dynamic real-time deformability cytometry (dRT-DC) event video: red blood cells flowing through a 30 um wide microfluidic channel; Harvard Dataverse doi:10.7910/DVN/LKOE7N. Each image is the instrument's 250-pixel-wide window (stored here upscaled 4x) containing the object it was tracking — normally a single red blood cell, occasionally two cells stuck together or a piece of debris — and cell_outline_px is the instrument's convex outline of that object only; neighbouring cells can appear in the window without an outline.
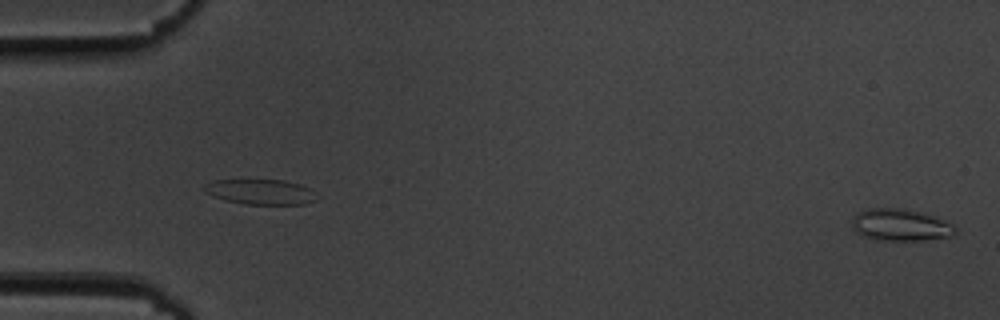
{"species": "common noctule bat (a hibernating species)", "species_latin": "Nyctalus noctula", "temperature_condition": "cold", "stored_images_in_passage": 55, "camera_frame_rate_fps": 3000, "um_per_image_px": 0.085, "animal": {"sex": "male", "body_mass_g": 19.5, "forearm_length_mm": 54.6}, "frame": {"image": 1, "passage_image": 1, "time_ms": 0.0, "image_size_px": [1000, 320], "cell_outline_px": [[956, 232], [952, 236], [920, 240], [872, 240], [860, 236], [852, 228], [852, 216], [856, 212], [864, 208], [904, 208], [936, 216], [952, 224], [956, 228]], "centroid_in_image_um": [76.47, 19.11], "position_along_channel_um": 8.5, "area_um2": 19.65}}
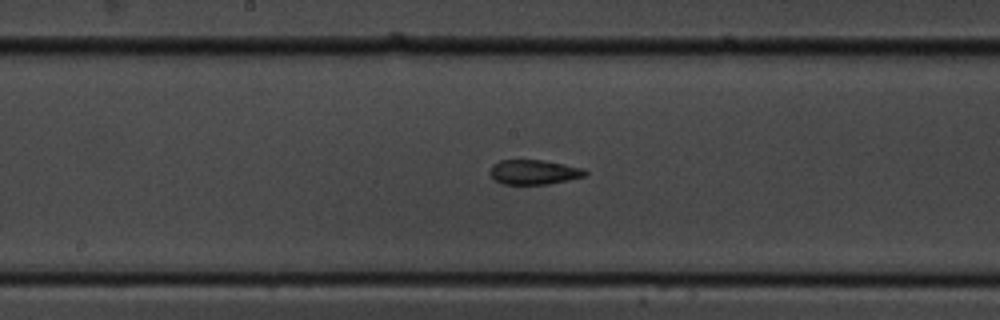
{"frame": {"image": 2, "passage_image": 29, "time_ms": 9.333, "image_size_px": [1000, 320], "cell_outline_px": [[588, 172], [584, 176], [568, 180], [548, 184], [504, 184], [496, 180], [488, 172], [492, 164], [500, 160], [540, 160], [564, 164], [584, 168]], "centroid_in_image_um": [45.37, 14.62], "position_along_channel_um": 202.8, "area_um2": 13.64}}
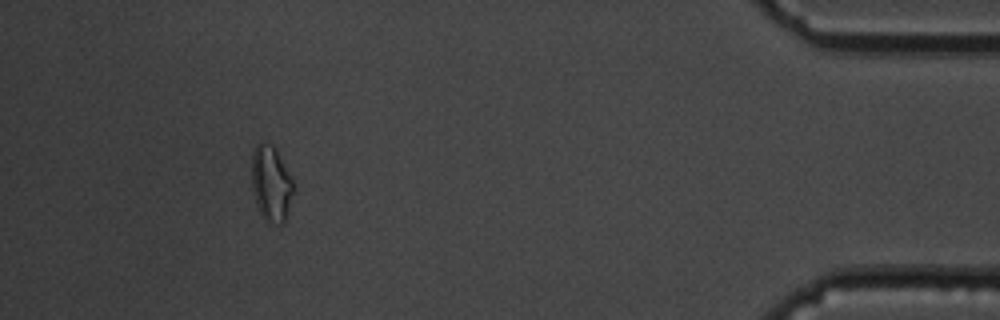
{"frame": {"image": 3, "passage_image": 51, "time_ms": 16.667, "image_size_px": [1000, 320], "cell_outline_px": [[296, 192], [284, 220], [280, 224], [276, 224], [264, 220], [260, 212], [252, 188], [252, 152], [256, 144], [260, 140], [264, 140], [276, 148], [296, 188]], "centroid_in_image_um": [23.06, 15.57], "position_along_channel_um": 412.1, "area_um2": 18.61}, "authors_computed_cell_mechanics": {"area_um2": 14.9124, "velocity_mm_per_s": 3.6195, "shape_relaxation_time_tau1_ms": 7.1271, "shape_relaxation_time_tau2_ms": 1.3148, "deformation_change_tau1": 0.1879, "deformation_change_tau2": 0.0874}}